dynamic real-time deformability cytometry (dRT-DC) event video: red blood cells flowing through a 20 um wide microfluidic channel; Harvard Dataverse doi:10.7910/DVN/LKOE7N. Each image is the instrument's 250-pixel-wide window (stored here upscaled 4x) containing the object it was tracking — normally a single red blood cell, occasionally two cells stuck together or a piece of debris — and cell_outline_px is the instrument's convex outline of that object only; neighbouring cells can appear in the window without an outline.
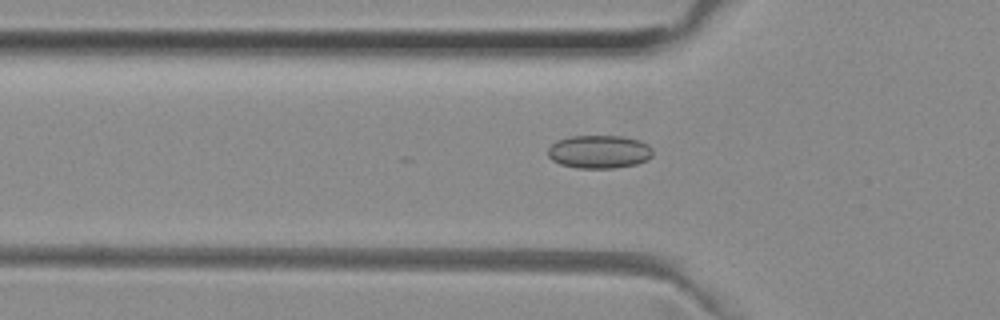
{"species": "common noctule bat (a hibernating species)", "species_latin": "Nyctalus noctula", "temperature_condition": "room temperature", "stored_images_in_passage": 26, "camera_frame_rate_fps": 3000, "um_per_image_px": 0.085, "animal": {"sex": "female", "body_mass_g": 29.2, "forearm_length_mm": 56.3}, "frame": {"image": 1, "passage_image": 16, "time_ms": 5.0, "image_size_px": [1000, 320], "cell_outline_px": [[652, 156], [648, 160], [636, 164], [612, 168], [576, 168], [560, 164], [552, 160], [548, 156], [548, 148], [556, 140], [572, 136], [624, 136], [640, 140], [648, 144], [652, 148]], "centroid_in_image_um": [50.94, 12.89], "position_along_channel_um": 74.9, "area_um2": 20.46}}
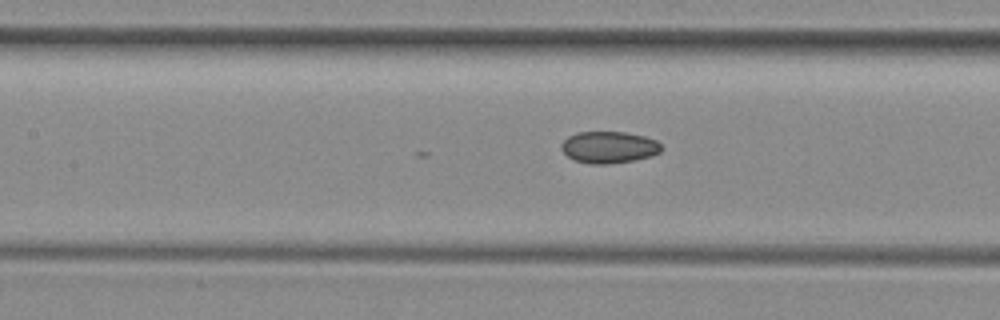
{"frame": {"image": 2, "passage_image": 22, "time_ms": 7.0, "image_size_px": [1000, 320], "cell_outline_px": [[664, 148], [660, 152], [652, 156], [632, 160], [608, 164], [592, 164], [576, 160], [568, 156], [560, 148], [560, 144], [568, 136], [576, 132], [624, 132], [644, 136], [656, 140]], "centroid_in_image_um": [51.76, 12.51], "position_along_channel_um": 155.6, "area_um2": 18.5}}
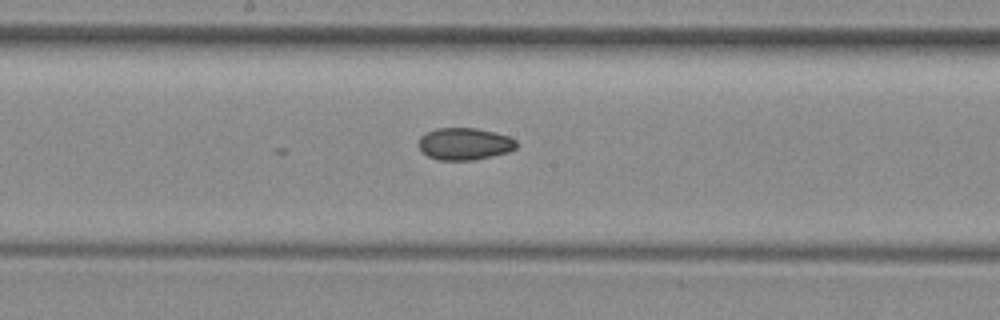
{"frame": {"image": 3, "passage_image": 26, "time_ms": 8.333, "image_size_px": [1000, 320], "cell_outline_px": [[516, 148], [508, 152], [472, 160], [440, 160], [428, 156], [420, 148], [420, 136], [436, 128], [476, 128], [508, 136], [516, 140]], "centroid_in_image_um": [39.49, 12.22], "position_along_channel_um": 208.7, "area_um2": 17.98}}